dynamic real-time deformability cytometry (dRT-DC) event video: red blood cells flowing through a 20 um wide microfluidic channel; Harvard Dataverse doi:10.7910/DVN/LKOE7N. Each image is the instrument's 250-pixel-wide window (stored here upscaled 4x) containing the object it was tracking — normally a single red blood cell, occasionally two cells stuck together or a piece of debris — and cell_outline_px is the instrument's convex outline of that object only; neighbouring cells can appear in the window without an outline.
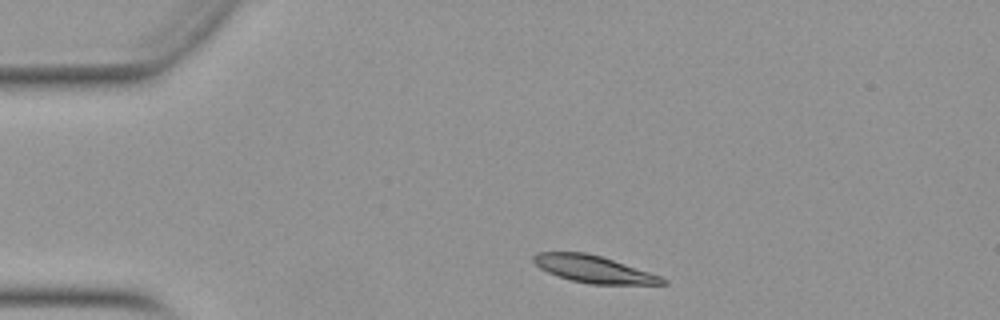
{"species": "Egyptian fruit bat (a non-hibernating species)", "species_latin": "Rousettus aegyptiacus", "temperature_condition": "warm", "stored_images_in_passage": 32, "camera_frame_rate_fps": 3000, "um_per_image_px": 0.085, "animal": {"sex": "female"}, "frame": {"image": 1, "passage_image": 3, "time_ms": 0.667, "image_size_px": [1000, 320], "cell_outline_px": [[668, 284], [592, 284], [572, 280], [548, 272], [540, 268], [532, 260], [532, 256], [536, 252], [584, 252], [600, 256], [660, 276], [668, 280]], "centroid_in_image_um": [50.44, 22.87], "position_along_channel_um": 34.6, "area_um2": 19.94}}
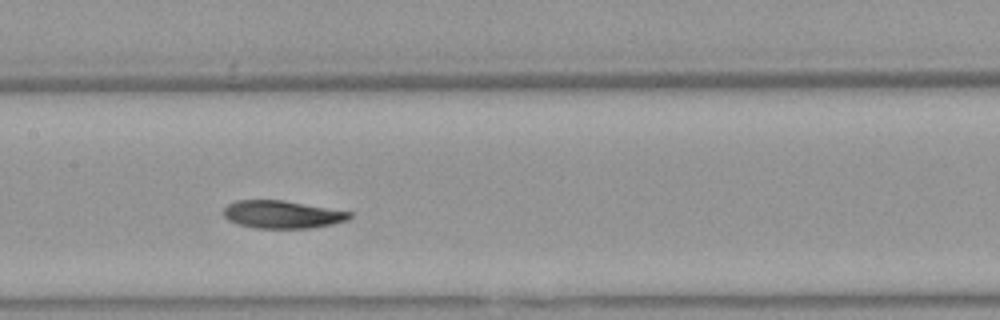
{"frame": {"image": 2, "passage_image": 18, "time_ms": 5.667, "image_size_px": [1000, 320], "cell_outline_px": [[352, 216], [348, 220], [332, 224], [312, 228], [252, 228], [236, 224], [228, 220], [224, 216], [224, 208], [228, 204], [236, 200], [284, 200], [352, 212]], "centroid_in_image_um": [23.98, 18.23], "position_along_channel_um": 183.4, "area_um2": 20.52}}
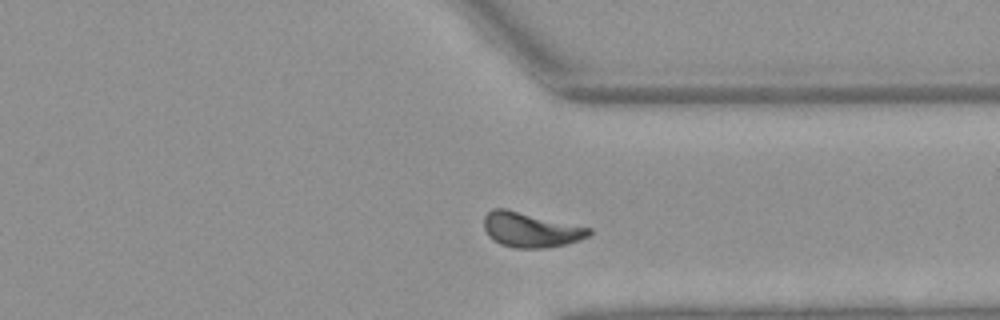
{"frame": {"image": 3, "passage_image": 32, "time_ms": 10.333, "image_size_px": [1000, 320], "cell_outline_px": [[592, 232], [588, 236], [580, 240], [564, 244], [544, 248], [512, 248], [500, 244], [492, 240], [488, 236], [484, 228], [484, 216], [492, 208], [504, 208], [592, 228]], "centroid_in_image_um": [45.08, 19.53], "position_along_channel_um": 366.3, "area_um2": 21.39}, "authors_computed_cell_mechanics": {"area_um2": 21.0681, "velocity_mm_per_s": 3.9137, "shape_relaxation_time_tau1_ms": 6.7675, "shape_relaxation_time_tau2_ms": 2.1389, "deformation_change_tau1": 0.2262, "deformation_change_tau2": 0.0566}}